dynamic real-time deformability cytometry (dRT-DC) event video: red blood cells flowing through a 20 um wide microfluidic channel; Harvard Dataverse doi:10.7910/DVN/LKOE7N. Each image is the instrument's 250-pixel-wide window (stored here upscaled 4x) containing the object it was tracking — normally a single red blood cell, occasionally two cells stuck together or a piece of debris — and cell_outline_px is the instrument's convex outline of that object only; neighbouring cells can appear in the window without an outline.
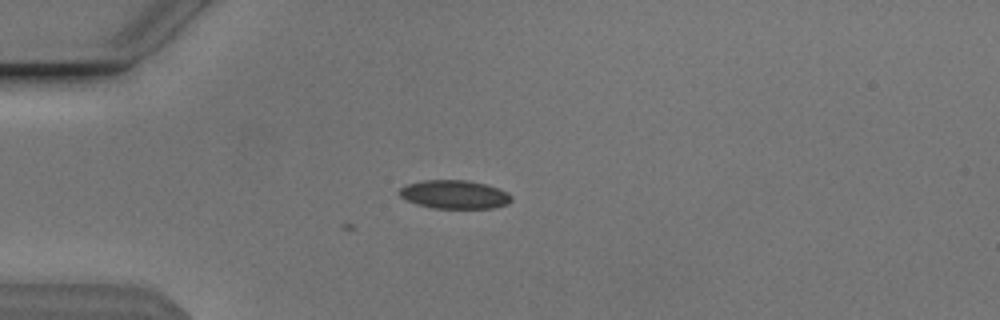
{"species": "Egyptian fruit bat (a non-hibernating species)", "species_latin": "Rousettus aegyptiacus", "temperature_condition": "cold", "stored_images_in_passage": 2, "camera_frame_rate_fps": 3000, "um_per_image_px": 0.085, "animal": {"sex": "male"}, "frame": {"image": 1, "passage_image": 2, "time_ms": 0.333, "image_size_px": [1000, 320], "cell_outline_px": [[512, 200], [508, 204], [492, 208], [432, 208], [416, 204], [400, 196], [396, 192], [404, 184], [424, 180], [468, 180], [484, 184], [508, 192], [512, 196]], "centroid_in_image_um": [38.6, 16.53], "position_along_channel_um": 46.4, "area_um2": 18.73}}